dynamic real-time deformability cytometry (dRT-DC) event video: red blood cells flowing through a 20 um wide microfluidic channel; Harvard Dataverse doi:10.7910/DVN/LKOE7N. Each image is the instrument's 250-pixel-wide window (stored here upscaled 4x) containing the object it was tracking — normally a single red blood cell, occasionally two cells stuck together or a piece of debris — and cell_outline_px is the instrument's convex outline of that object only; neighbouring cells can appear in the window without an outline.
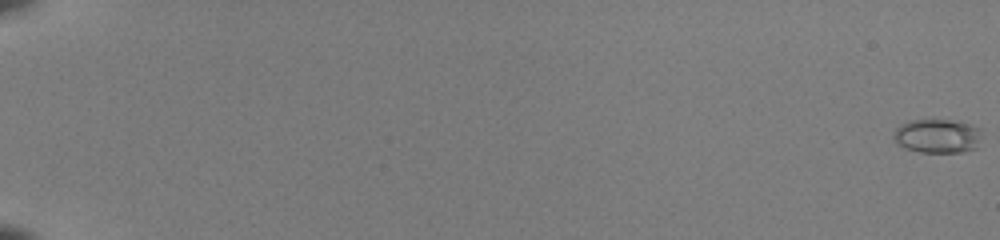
{"species": "common noctule bat (a hibernating species)", "species_latin": "Nyctalus noctula", "temperature_condition": "room temperature", "stored_images_in_passage": 54, "camera_frame_rate_fps": 3000, "um_per_image_px": 0.085, "animal": {"sex": "female", "body_mass_g": 22.0, "forearm_length_mm": 56.7}, "frame": {"image": 1, "passage_image": 1, "time_ms": 0.0, "image_size_px": [1000, 240], "cell_outline_px": [[980, 128], [976, 148], [964, 152], [920, 152], [904, 148], [892, 136], [896, 128], [908, 120], [952, 120], [968, 124]], "centroid_in_image_um": [79.65, 11.56], "position_along_channel_um": 5.4, "area_um2": 17.22}}
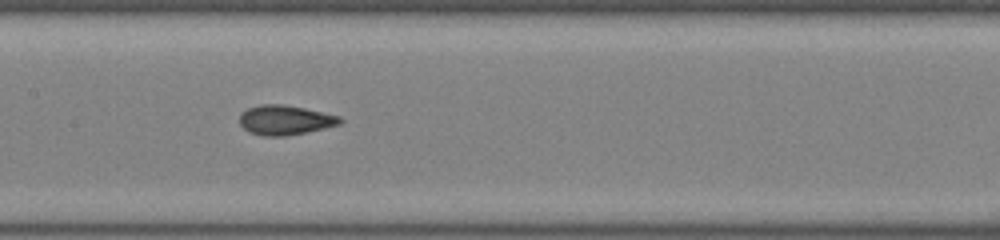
{"frame": {"image": 2, "passage_image": 31, "time_ms": 10.0, "image_size_px": [1000, 240], "cell_outline_px": [[344, 120], [340, 124], [324, 128], [284, 136], [264, 136], [248, 132], [240, 124], [240, 112], [248, 108], [260, 104], [284, 104], [304, 108], [340, 116]], "centroid_in_image_um": [24.21, 10.19], "position_along_channel_um": 183.2, "area_um2": 17.34}}
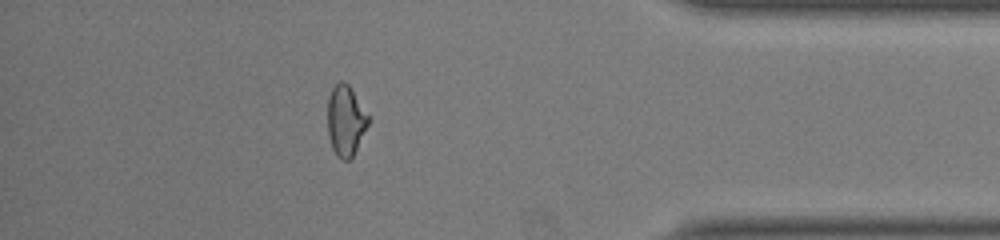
{"frame": {"image": 3, "passage_image": 49, "time_ms": 16.0, "image_size_px": [1000, 240], "cell_outline_px": [[368, 124], [352, 156], [348, 160], [344, 160], [332, 148], [328, 136], [328, 96], [332, 88], [340, 80], [344, 80], [348, 84], [368, 116]], "centroid_in_image_um": [29.35, 10.21], "position_along_channel_um": 405.9, "area_um2": 16.18}, "authors_computed_cell_mechanics": {"area_um2": 17.1955, "velocity_mm_per_s": 4.1109, "shape_relaxation_time_tau1_ms": null, "shape_relaxation_time_tau2_ms": 0.9862, "deformation_change_tau1": null, "deformation_change_tau2": 0.0504}}